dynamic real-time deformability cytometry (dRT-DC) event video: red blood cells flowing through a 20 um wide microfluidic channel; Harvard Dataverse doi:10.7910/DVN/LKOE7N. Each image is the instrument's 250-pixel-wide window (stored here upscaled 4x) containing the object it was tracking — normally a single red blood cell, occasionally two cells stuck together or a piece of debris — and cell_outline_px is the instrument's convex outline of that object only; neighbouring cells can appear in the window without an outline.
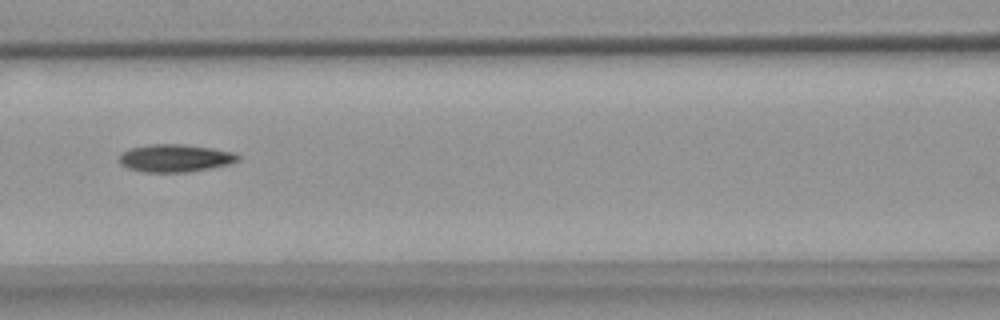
{"species": "common noctule bat (a hibernating species)", "species_latin": "Nyctalus noctula", "temperature_condition": "warm", "stored_images_in_passage": 10, "camera_frame_rate_fps": 3000, "um_per_image_px": 0.085, "animal": {"sex": "female", "body_mass_g": 18.4}, "frame": {"image": 1, "passage_image": 6, "time_ms": 7.0, "image_size_px": [1000, 320], "cell_outline_px": [[240, 160], [228, 164], [212, 168], [188, 172], [144, 172], [128, 168], [120, 164], [120, 152], [132, 148], [152, 144], [184, 144], [212, 148], [236, 152], [240, 156]], "centroid_in_image_um": [14.92, 13.44], "position_along_channel_um": 151.7, "area_um2": 19.25}}
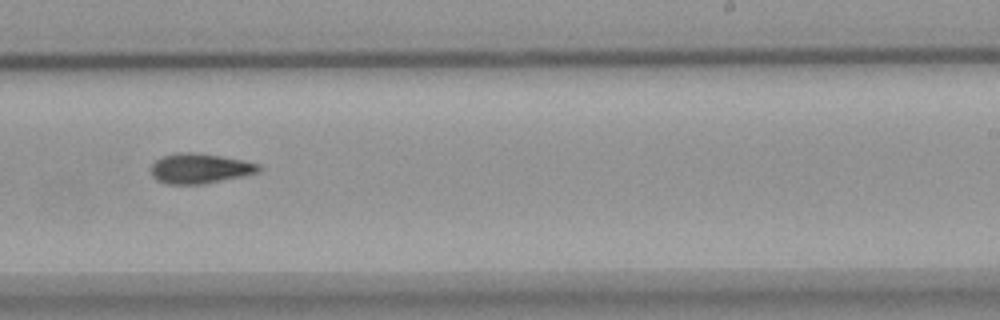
{"frame": {"image": 2, "passage_image": 9, "time_ms": 10.333, "image_size_px": [1000, 320], "cell_outline_px": [[264, 168], [260, 172], [244, 176], [204, 184], [164, 184], [156, 180], [152, 176], [148, 168], [156, 160], [164, 156], [176, 152], [196, 152], [244, 160], [260, 164]], "centroid_in_image_um": [16.99, 14.32], "position_along_channel_um": 272.0, "area_um2": 19.31}}
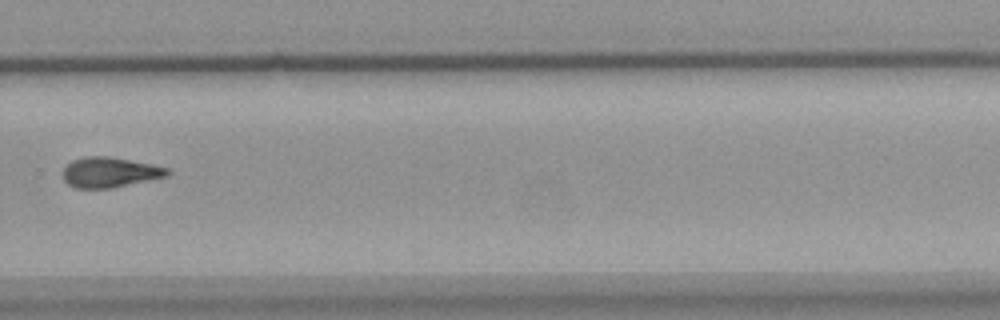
{"frame": {"image": 3, "passage_image": 10, "time_ms": 11.667, "image_size_px": [1000, 320], "cell_outline_px": [[172, 172], [168, 176], [112, 188], [76, 188], [68, 184], [64, 180], [64, 168], [72, 160], [84, 156], [108, 156], [152, 164], [168, 168]], "centroid_in_image_um": [9.35, 14.64], "position_along_channel_um": 320.4, "area_um2": 18.38}}